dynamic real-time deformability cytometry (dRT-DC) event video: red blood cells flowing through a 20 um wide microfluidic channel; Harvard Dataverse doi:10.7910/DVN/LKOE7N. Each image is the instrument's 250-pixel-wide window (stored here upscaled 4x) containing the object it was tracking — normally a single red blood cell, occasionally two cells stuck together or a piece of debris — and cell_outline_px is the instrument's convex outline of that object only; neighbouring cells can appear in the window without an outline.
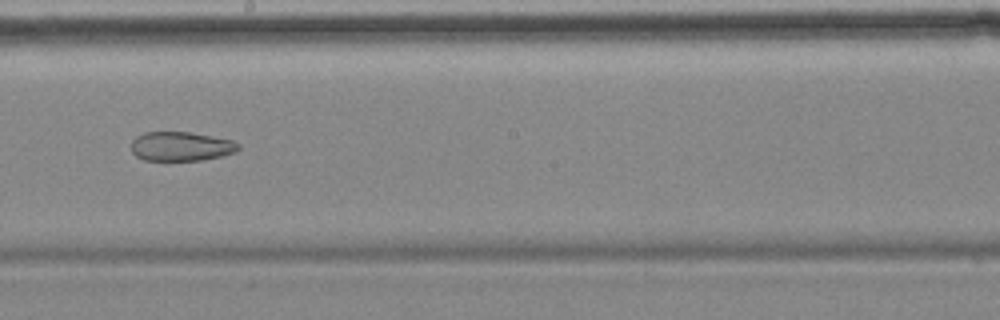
{"species": "common noctule bat (a hibernating species)", "species_latin": "Nyctalus noctula", "temperature_condition": "cold", "stored_images_in_passage": 10, "camera_frame_rate_fps": 3000, "um_per_image_px": 0.085, "animal": {"sex": "female", "body_mass_g": 18.4}, "frame": {"image": 1, "passage_image": 9, "time_ms": 9.667, "image_size_px": [1000, 320], "cell_outline_px": [[240, 148], [236, 152], [224, 156], [200, 160], [144, 160], [136, 156], [132, 152], [132, 140], [136, 136], [144, 132], [188, 132], [232, 140], [240, 144]], "centroid_in_image_um": [15.4, 12.44], "position_along_channel_um": 232.8, "area_um2": 18.26}}